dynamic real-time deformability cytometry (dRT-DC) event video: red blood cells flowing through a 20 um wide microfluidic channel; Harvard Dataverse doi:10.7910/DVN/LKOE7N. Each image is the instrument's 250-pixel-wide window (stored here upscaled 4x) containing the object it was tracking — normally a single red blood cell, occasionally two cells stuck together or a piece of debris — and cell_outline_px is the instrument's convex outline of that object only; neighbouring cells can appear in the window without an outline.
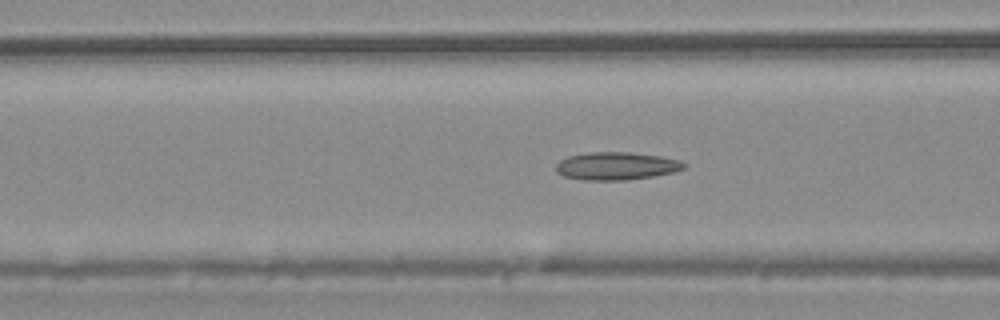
{"species": "common noctule bat (a hibernating species)", "species_latin": "Nyctalus noctula", "temperature_condition": "warm", "stored_images_in_passage": 45, "camera_frame_rate_fps": 3000, "um_per_image_px": 0.085, "animal": {"sex": "male", "body_mass_g": 20.4}, "frame": {"image": 1, "passage_image": 18, "time_ms": 5.667, "image_size_px": [1000, 320], "cell_outline_px": [[688, 164], [684, 168], [676, 172], [628, 180], [584, 180], [564, 176], [556, 172], [556, 164], [560, 160], [568, 156], [592, 152], [632, 152], [660, 156], [680, 160]], "centroid_in_image_um": [52.42, 14.11], "position_along_channel_um": 114.2, "area_um2": 20.87}}
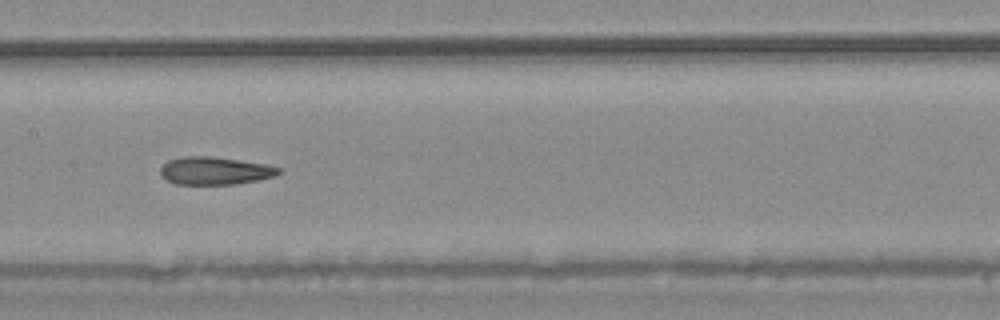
{"frame": {"image": 2, "passage_image": 24, "time_ms": 7.667, "image_size_px": [1000, 320], "cell_outline_px": [[280, 172], [276, 176], [236, 184], [176, 184], [160, 176], [160, 168], [168, 160], [184, 156], [212, 156], [268, 164], [280, 168]], "centroid_in_image_um": [18.26, 14.51], "position_along_channel_um": 189.1, "area_um2": 19.19}}
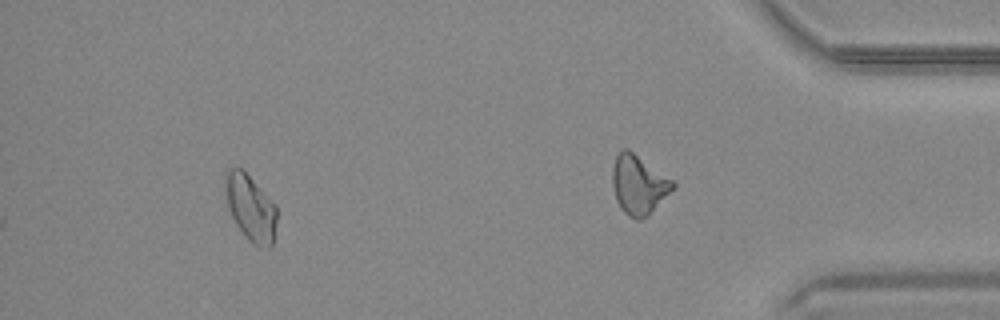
{"frame": {"image": 3, "passage_image": 40, "time_ms": 13.0, "image_size_px": [1000, 320], "cell_outline_px": [[276, 220], [272, 244], [268, 248], [256, 244], [248, 240], [244, 236], [236, 224], [228, 208], [224, 188], [224, 176], [228, 168], [240, 168], [276, 204]], "centroid_in_image_um": [21.26, 17.65], "position_along_channel_um": 413.9, "area_um2": 19.59}, "authors_computed_cell_mechanics": {"area_um2": 20.0566, "velocity_mm_per_s": 3.7339, "shape_relaxation_time_tau1_ms": null, "shape_relaxation_time_tau2_ms": 3.0855, "deformation_change_tau1": null, "deformation_change_tau2": 0.1169}}